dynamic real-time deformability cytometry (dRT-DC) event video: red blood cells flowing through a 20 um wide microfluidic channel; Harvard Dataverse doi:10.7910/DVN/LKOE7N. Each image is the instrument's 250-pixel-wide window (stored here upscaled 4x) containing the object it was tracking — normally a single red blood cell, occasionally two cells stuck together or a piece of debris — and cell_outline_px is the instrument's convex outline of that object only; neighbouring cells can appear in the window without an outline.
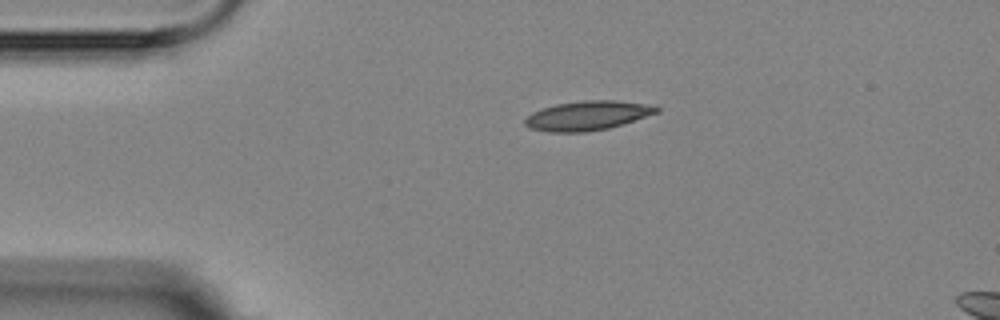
{"species": "Egyptian fruit bat (a non-hibernating species)", "species_latin": "Rousettus aegyptiacus", "temperature_condition": "room temperature", "stored_images_in_passage": 3, "segment_of_instrument_passage": [1, 2], "camera_frame_rate_fps": 3000, "um_per_image_px": 0.085, "animal": {"sex": "female"}, "frame": {"image": 1, "passage_image": 1, "time_ms": 0.0, "image_size_px": [1000, 320], "cell_outline_px": [[660, 112], [608, 128], [584, 132], [548, 132], [528, 128], [524, 124], [524, 120], [532, 112], [540, 108], [556, 104], [580, 100], [616, 100], [656, 104], [660, 108]], "centroid_in_image_um": [49.96, 9.81], "position_along_channel_um": 35.0, "area_um2": 22.83}}